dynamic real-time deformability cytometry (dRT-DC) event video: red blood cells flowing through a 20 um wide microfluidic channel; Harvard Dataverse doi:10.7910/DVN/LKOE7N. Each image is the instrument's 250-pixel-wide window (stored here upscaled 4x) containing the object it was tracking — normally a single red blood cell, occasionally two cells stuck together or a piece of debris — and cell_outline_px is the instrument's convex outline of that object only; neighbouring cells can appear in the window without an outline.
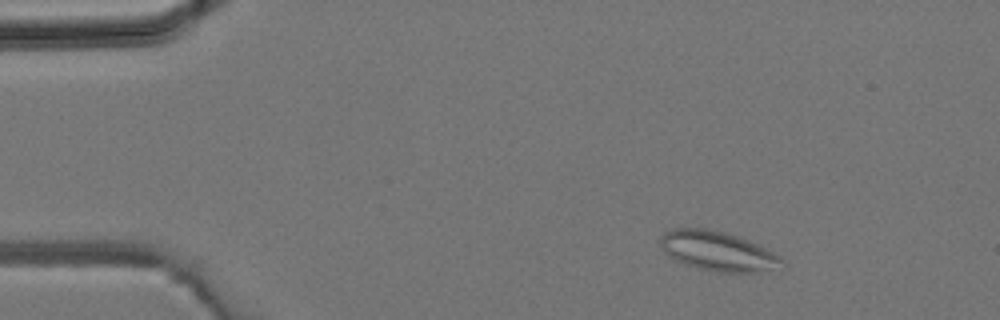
{"species": "common noctule bat (a hibernating species)", "species_latin": "Nyctalus noctula", "temperature_condition": "room temperature", "stored_images_in_passage": 43, "camera_frame_rate_fps": 3000, "um_per_image_px": 0.085, "animal": {"sex": "male", "body_mass_g": 19.2, "forearm_length_mm": 51.8}, "frame": {"image": 1, "passage_image": 6, "time_ms": 1.667, "image_size_px": [1000, 320], "cell_outline_px": [[780, 264], [772, 268], [752, 272], [716, 272], [684, 264], [676, 260], [664, 252], [660, 244], [660, 236], [664, 232], [672, 228], [708, 228], [724, 232], [748, 240], [780, 256]], "centroid_in_image_um": [60.9, 21.32], "position_along_channel_um": 24.1, "area_um2": 27.4}}
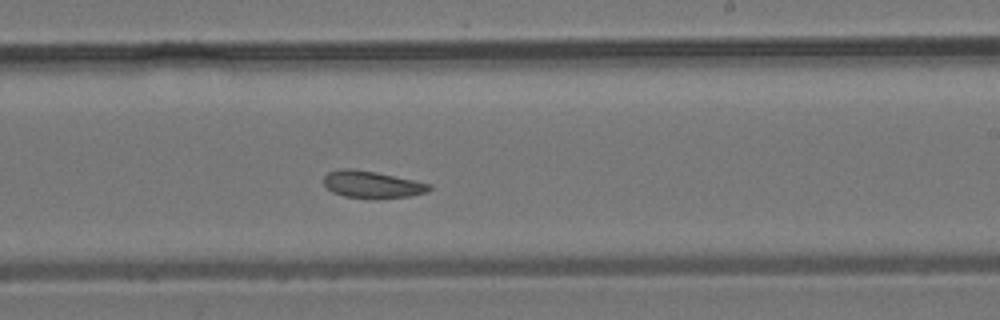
{"frame": {"image": 2, "passage_image": 26, "time_ms": 8.333, "image_size_px": [1000, 320], "cell_outline_px": [[432, 188], [428, 192], [408, 196], [344, 196], [332, 192], [324, 184], [324, 176], [328, 172], [340, 168], [352, 168], [376, 172], [432, 184]], "centroid_in_image_um": [31.61, 15.63], "position_along_channel_um": 257.4, "area_um2": 16.01}}
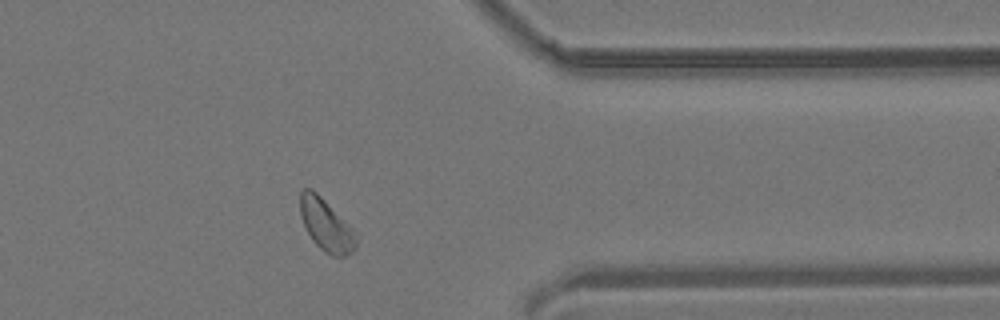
{"frame": {"image": 3, "passage_image": 35, "time_ms": 11.333, "image_size_px": [1000, 320], "cell_outline_px": [[360, 236], [356, 248], [352, 252], [344, 256], [332, 256], [324, 252], [312, 240], [300, 216], [300, 192], [304, 188], [312, 188]], "centroid_in_image_um": [27.75, 19.15], "position_along_channel_um": 383.7, "area_um2": 16.99}}